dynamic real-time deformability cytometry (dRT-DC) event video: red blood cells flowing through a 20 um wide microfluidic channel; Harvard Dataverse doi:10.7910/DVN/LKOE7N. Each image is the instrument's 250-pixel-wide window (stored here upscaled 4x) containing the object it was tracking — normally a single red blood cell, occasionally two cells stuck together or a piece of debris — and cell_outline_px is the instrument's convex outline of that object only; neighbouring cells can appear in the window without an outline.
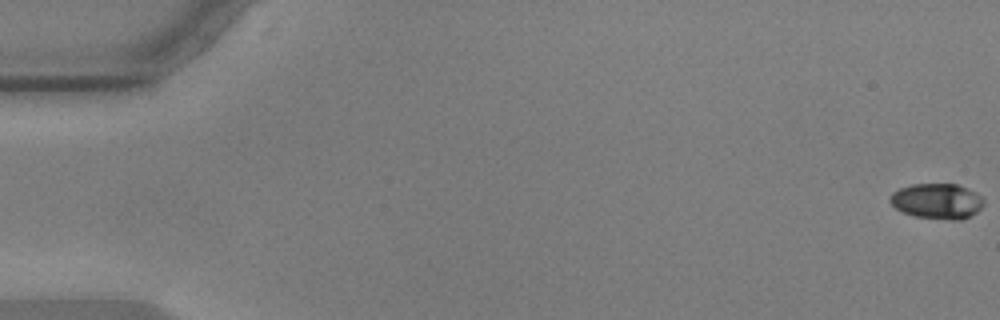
{"species": "common noctule bat (a hibernating species)", "species_latin": "Nyctalus noctula", "temperature_condition": "warm", "stored_images_in_passage": 58, "camera_frame_rate_fps": 3000, "um_per_image_px": 0.085, "animal": {"sex": "male", "body_mass_g": 17.9, "forearm_length_mm": 54.2}, "frame": {"image": 1, "passage_image": 1, "time_ms": 0.0, "image_size_px": [1000, 320], "cell_outline_px": [[984, 204], [976, 212], [960, 220], [948, 220], [916, 216], [904, 212], [896, 208], [888, 200], [892, 192], [900, 188], [912, 184], [956, 184], [976, 192], [984, 200]], "centroid_in_image_um": [79.64, 17.09], "position_along_channel_um": 5.4, "area_um2": 19.19}}
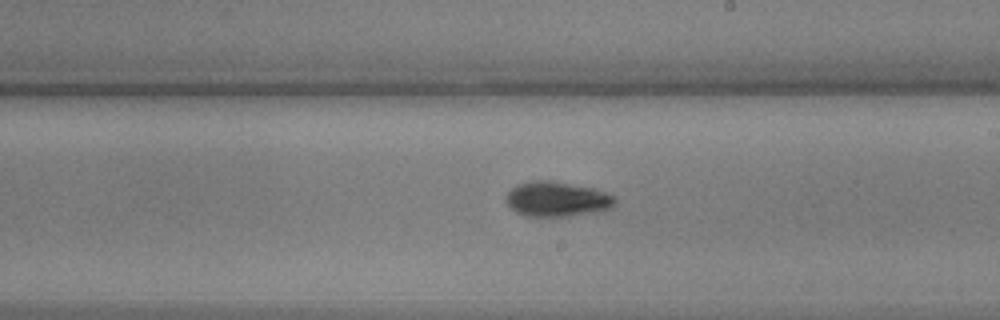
{"frame": {"image": 2, "passage_image": 34, "time_ms": 11.0, "image_size_px": [1000, 320], "cell_outline_px": [[616, 204], [612, 208], [604, 212], [564, 216], [528, 216], [516, 212], [504, 200], [504, 196], [516, 184], [532, 180], [552, 180], [592, 188], [604, 192], [612, 196], [616, 200]], "centroid_in_image_um": [47.34, 16.92], "position_along_channel_um": 241.7, "area_um2": 22.43}}
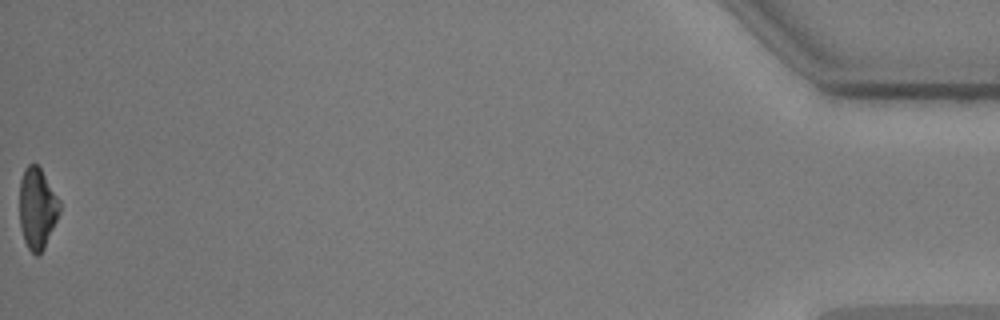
{"frame": {"image": 3, "passage_image": 58, "time_ms": 19.0, "image_size_px": [1000, 320], "cell_outline_px": [[60, 212], [44, 248], [36, 256], [28, 248], [24, 240], [20, 228], [20, 180], [24, 168], [28, 164], [36, 164], [40, 168], [60, 200]], "centroid_in_image_um": [3.16, 17.7], "position_along_channel_um": 432.0, "area_um2": 18.84}, "authors_computed_cell_mechanics": {"area_um2": 20.0855, "velocity_mm_per_s": 3.5754, "shape_relaxation_time_tau1_ms": 2.7211, "shape_relaxation_time_tau2_ms": 6.437, "deformation_change_tau1": 0.124, "deformation_change_tau2": 0.0934}}